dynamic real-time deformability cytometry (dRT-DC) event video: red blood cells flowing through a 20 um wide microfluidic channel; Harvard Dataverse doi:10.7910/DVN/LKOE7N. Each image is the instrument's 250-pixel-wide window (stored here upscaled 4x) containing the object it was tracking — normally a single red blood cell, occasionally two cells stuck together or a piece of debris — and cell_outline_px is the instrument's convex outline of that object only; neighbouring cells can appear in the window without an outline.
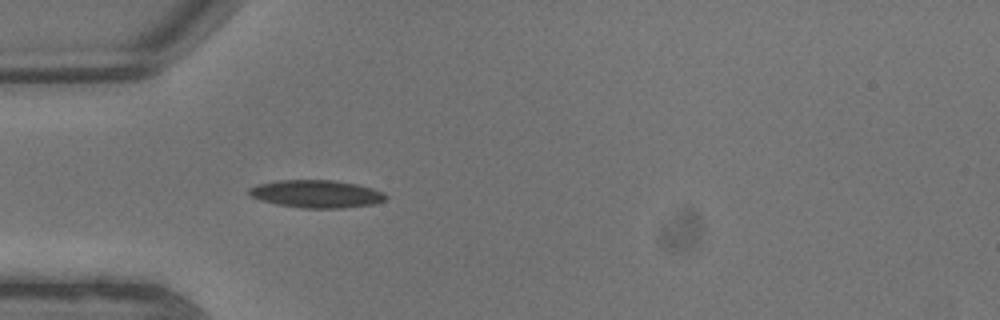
{"species": "common noctule bat (a hibernating species)", "species_latin": "Nyctalus noctula", "temperature_condition": "warm", "stored_images_in_passage": 1, "camera_frame_rate_fps": 3000, "um_per_image_px": 0.085, "animal": {"sex": "male", "body_mass_g": 13.3}, "frame": {"image": 1, "passage_image": 1, "time_ms": 0.0, "image_size_px": [1000, 320], "cell_outline_px": [[388, 196], [384, 200], [372, 204], [344, 208], [300, 208], [276, 204], [260, 200], [252, 196], [248, 192], [248, 188], [256, 184], [276, 180], [336, 180], [356, 184], [372, 188], [384, 192]], "centroid_in_image_um": [26.87, 16.47], "position_along_channel_um": 58.1, "area_um2": 22.2}}